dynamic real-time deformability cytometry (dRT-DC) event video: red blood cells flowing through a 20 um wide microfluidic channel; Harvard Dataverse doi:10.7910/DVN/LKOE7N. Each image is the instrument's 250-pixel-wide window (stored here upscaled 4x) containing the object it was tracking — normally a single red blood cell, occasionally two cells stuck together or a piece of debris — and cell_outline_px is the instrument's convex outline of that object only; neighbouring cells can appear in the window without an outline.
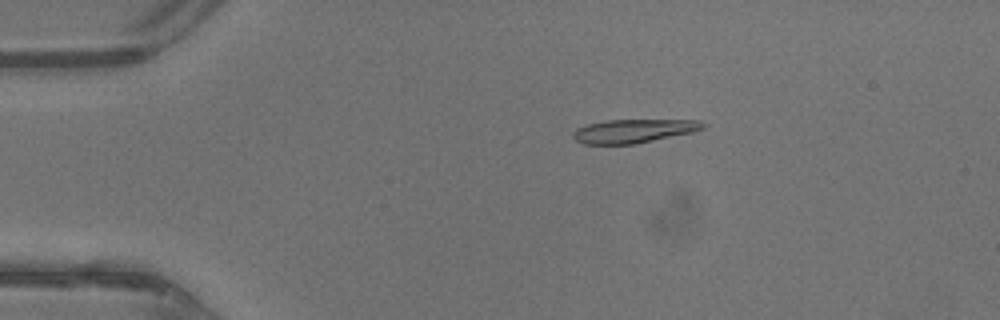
{"species": "common noctule bat (a hibernating species)", "species_latin": "Nyctalus noctula", "temperature_condition": "warm", "stored_images_in_passage": 44, "camera_frame_rate_fps": 3000, "um_per_image_px": 0.085, "animal": {"sex": "male", "body_mass_g": 13.3}, "frame": {"image": 1, "passage_image": 9, "time_ms": 2.667, "image_size_px": [1000, 320], "cell_outline_px": [[708, 124], [704, 128], [692, 132], [636, 144], [584, 144], [576, 140], [572, 136], [572, 132], [576, 128], [588, 124], [604, 120], [700, 120]], "centroid_in_image_um": [53.86, 11.13], "position_along_channel_um": 31.1, "area_um2": 17.98}}
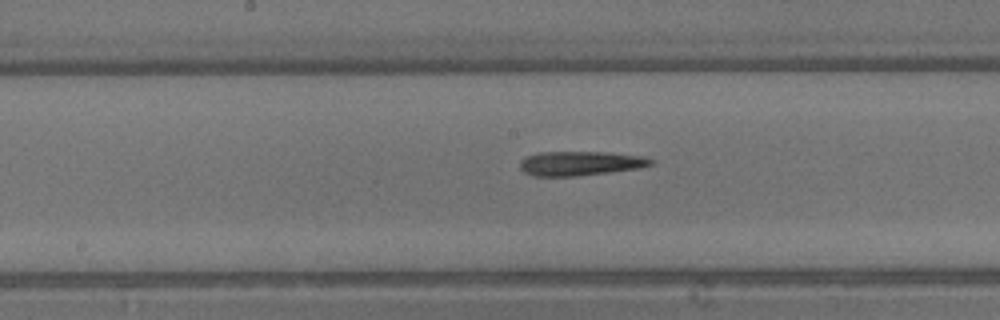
{"frame": {"image": 2, "passage_image": 23, "time_ms": 7.333, "image_size_px": [1000, 320], "cell_outline_px": [[656, 160], [652, 164], [640, 168], [576, 176], [532, 176], [524, 172], [520, 168], [520, 160], [524, 156], [540, 152], [608, 152], [644, 156]], "centroid_in_image_um": [49.32, 13.88], "position_along_channel_um": 198.9, "area_um2": 18.73}}
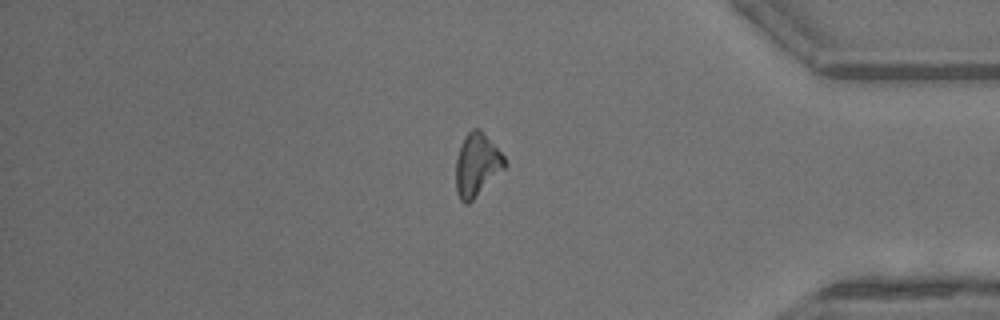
{"frame": {"image": 3, "passage_image": 37, "time_ms": 12.0, "image_size_px": [1000, 320], "cell_outline_px": [[508, 164], [468, 204], [464, 204], [460, 200], [456, 192], [456, 160], [464, 136], [472, 128], [480, 128], [484, 132], [504, 156]], "centroid_in_image_um": [40.53, 13.99], "position_along_channel_um": 394.7, "area_um2": 17.8}, "authors_computed_cell_mechanics": {"area_um2": 18.0625, "velocity_mm_per_s": 4.7997, "shape_relaxation_time_tau1_ms": 8.84, "shape_relaxation_time_tau2_ms": 4.7666, "deformation_change_tau1": 0.2754, "deformation_change_tau2": 0.1861}}